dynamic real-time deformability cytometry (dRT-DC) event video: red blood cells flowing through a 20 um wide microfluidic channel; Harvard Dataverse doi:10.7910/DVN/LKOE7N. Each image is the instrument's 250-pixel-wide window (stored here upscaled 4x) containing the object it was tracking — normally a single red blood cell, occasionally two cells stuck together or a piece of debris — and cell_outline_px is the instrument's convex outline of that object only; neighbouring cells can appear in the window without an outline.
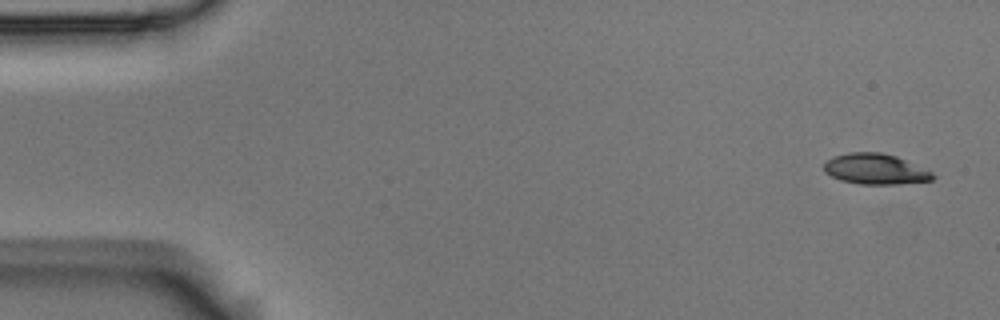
{"species": "Egyptian fruit bat (a non-hibernating species)", "species_latin": "Rousettus aegyptiacus", "temperature_condition": "room temperature", "stored_images_in_passage": 5, "camera_frame_rate_fps": 3000, "um_per_image_px": 0.085, "animal": {"sex": "male"}, "frame": {"image": 1, "passage_image": 1, "time_ms": 0.0, "image_size_px": [1000, 320], "cell_outline_px": [[936, 176], [932, 180], [900, 184], [860, 184], [840, 180], [824, 172], [824, 164], [832, 156], [848, 152], [880, 152], [896, 156], [932, 172]], "centroid_in_image_um": [74.39, 14.37], "position_along_channel_um": 10.6, "area_um2": 19.36}}
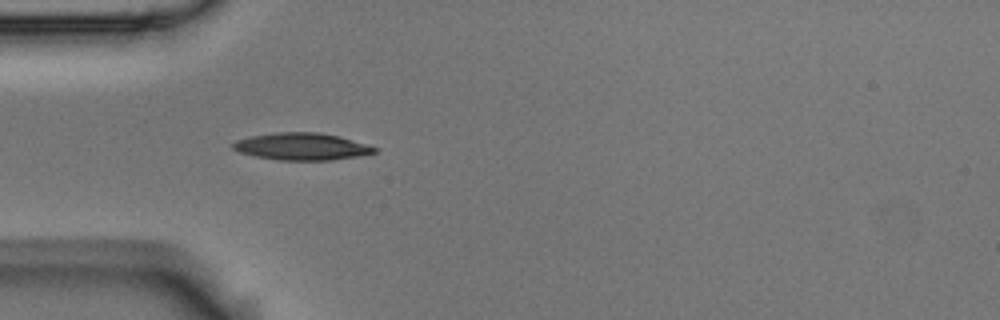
{"frame": {"image": 2, "passage_image": 5, "time_ms": 1.333, "image_size_px": [1000, 320], "cell_outline_px": [[376, 152], [360, 156], [332, 160], [280, 160], [256, 156], [240, 152], [232, 148], [232, 144], [236, 140], [252, 136], [276, 132], [320, 132], [340, 136], [376, 148]], "centroid_in_image_um": [25.64, 12.45], "position_along_channel_um": 59.4, "area_um2": 22.2}}